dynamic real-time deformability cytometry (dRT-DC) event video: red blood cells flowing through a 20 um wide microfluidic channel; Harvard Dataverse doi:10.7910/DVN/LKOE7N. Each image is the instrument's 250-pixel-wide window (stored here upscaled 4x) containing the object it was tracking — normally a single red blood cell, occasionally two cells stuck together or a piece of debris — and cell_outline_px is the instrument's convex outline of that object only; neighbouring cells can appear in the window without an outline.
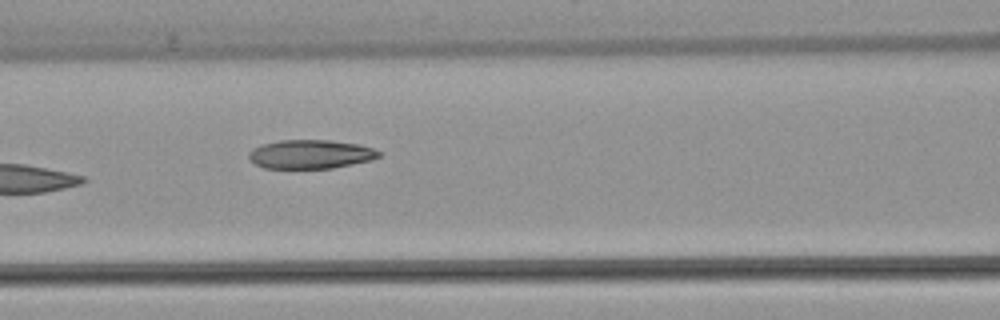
{"species": "common noctule bat (a hibernating species)", "species_latin": "Nyctalus noctula", "temperature_condition": "warm", "stored_images_in_passage": 5, "camera_frame_rate_fps": 3000, "um_per_image_px": 0.085, "animal": {"sex": "female", "body_mass_g": 22.7, "forearm_length_mm": 54.2}, "frame": {"image": 1, "passage_image": 5, "time_ms": 6.0, "image_size_px": [1000, 320], "cell_outline_px": [[380, 156], [372, 160], [332, 168], [264, 168], [256, 164], [248, 156], [248, 152], [252, 148], [260, 144], [280, 140], [332, 140], [360, 144], [372, 148], [380, 152]], "centroid_in_image_um": [26.39, 13.1], "position_along_channel_um": 140.2, "area_um2": 21.96}}